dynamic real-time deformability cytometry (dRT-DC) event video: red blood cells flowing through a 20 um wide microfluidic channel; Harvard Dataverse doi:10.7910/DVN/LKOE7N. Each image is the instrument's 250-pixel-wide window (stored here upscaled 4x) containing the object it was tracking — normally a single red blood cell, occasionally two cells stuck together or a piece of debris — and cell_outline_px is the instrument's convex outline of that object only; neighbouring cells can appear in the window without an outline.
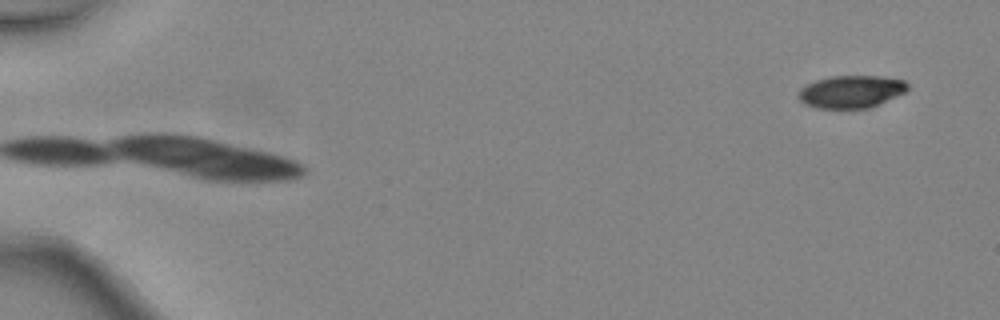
{"species": "common noctule bat (a hibernating species)", "species_latin": "Nyctalus noctula", "temperature_condition": "warm", "stored_images_in_passage": 4, "camera_frame_rate_fps": 3000, "um_per_image_px": 0.085, "animal": {"sex": "female", "body_mass_g": 24.6, "forearm_length_mm": 56.2}, "frame": {"image": 1, "passage_image": 4, "time_ms": 1.0, "image_size_px": [1000, 320], "cell_outline_px": [[908, 88], [904, 92], [896, 96], [868, 108], [816, 108], [804, 104], [796, 96], [800, 88], [816, 80], [828, 76], [884, 76], [904, 80], [908, 84]], "centroid_in_image_um": [72.31, 7.78], "position_along_channel_um": 12.7, "area_um2": 20.69}}